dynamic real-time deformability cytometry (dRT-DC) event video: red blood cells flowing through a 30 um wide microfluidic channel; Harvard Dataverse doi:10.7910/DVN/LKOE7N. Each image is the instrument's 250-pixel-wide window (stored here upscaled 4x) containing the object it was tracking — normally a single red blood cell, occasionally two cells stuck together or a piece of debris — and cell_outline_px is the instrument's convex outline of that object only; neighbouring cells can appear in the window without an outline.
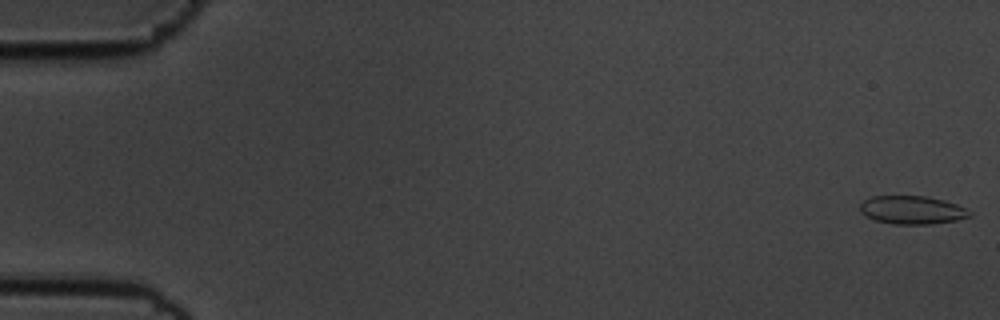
{"species": "common noctule bat (a hibernating species)", "species_latin": "Nyctalus noctula", "temperature_condition": "cold", "stored_images_in_passage": 57, "camera_frame_rate_fps": 3000, "um_per_image_px": 0.085, "animal": {"sex": "male", "body_mass_g": 19.5, "forearm_length_mm": 54.6}, "frame": {"image": 1, "passage_image": 1, "time_ms": 0.0, "image_size_px": [1000, 320], "cell_outline_px": [[972, 216], [956, 220], [932, 224], [892, 224], [876, 220], [860, 212], [860, 204], [864, 200], [872, 196], [924, 196], [944, 200], [956, 204], [972, 212]], "centroid_in_image_um": [77.54, 17.85], "position_along_channel_um": 7.5, "area_um2": 17.98}}
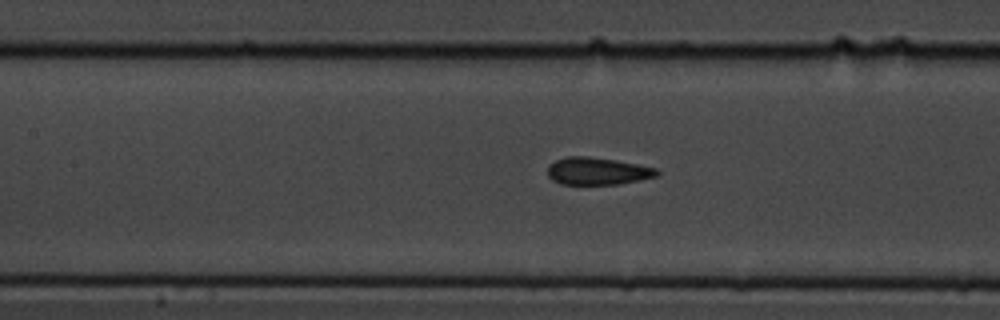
{"frame": {"image": 2, "passage_image": 26, "time_ms": 8.333, "image_size_px": [1000, 320], "cell_outline_px": [[660, 172], [656, 176], [620, 184], [560, 184], [552, 180], [548, 176], [548, 168], [556, 160], [568, 156], [588, 156], [616, 160], [656, 168]], "centroid_in_image_um": [50.78, 14.54], "position_along_channel_um": 156.6, "area_um2": 17.28}}
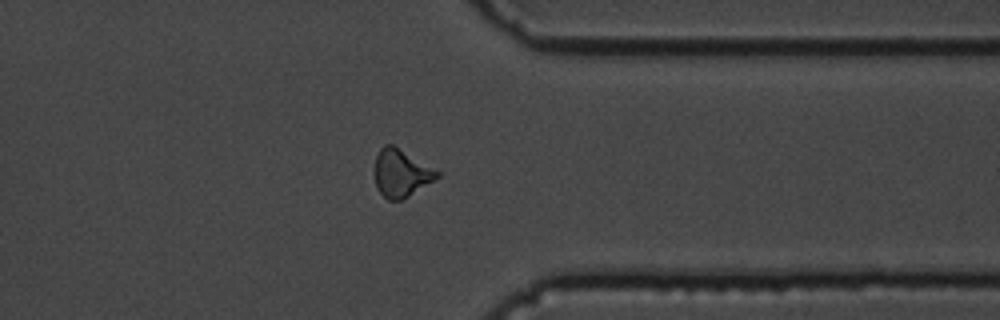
{"frame": {"image": 3, "passage_image": 45, "time_ms": 14.667, "image_size_px": [1000, 320], "cell_outline_px": [[440, 176], [408, 196], [400, 200], [388, 200], [380, 192], [376, 184], [372, 172], [376, 156], [380, 148], [384, 144], [392, 144], [440, 172]], "centroid_in_image_um": [34.04, 14.7], "position_along_channel_um": 377.4, "area_um2": 17.22}, "authors_computed_cell_mechanics": {"area_um2": 17.6868, "velocity_mm_per_s": 3.5556, "shape_relaxation_time_tau1_ms": 9.6333, "shape_relaxation_time_tau2_ms": 1.2226, "deformation_change_tau1": 0.1493, "deformation_change_tau2": 0.048}}